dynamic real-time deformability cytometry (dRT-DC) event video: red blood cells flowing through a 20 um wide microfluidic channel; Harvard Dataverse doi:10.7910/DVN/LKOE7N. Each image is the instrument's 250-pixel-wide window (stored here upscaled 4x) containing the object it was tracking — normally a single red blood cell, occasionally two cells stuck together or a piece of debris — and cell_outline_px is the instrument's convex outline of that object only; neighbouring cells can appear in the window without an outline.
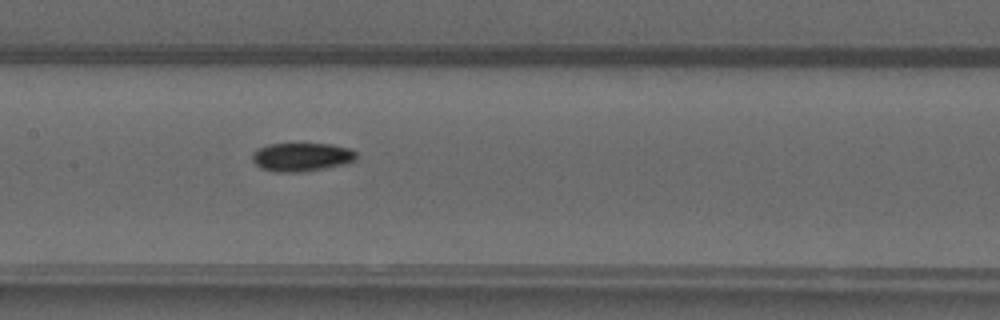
{"species": "common noctule bat (a hibernating species)", "species_latin": "Nyctalus noctula", "temperature_condition": "warm", "stored_images_in_passage": 32, "camera_frame_rate_fps": 3000, "um_per_image_px": 0.085, "animal": {"sex": "male", "forearm_length_mm": 52.5}, "frame": {"image": 1, "passage_image": 10, "time_ms": 3.0, "image_size_px": [1000, 320], "cell_outline_px": [[356, 160], [344, 164], [304, 172], [276, 172], [260, 168], [252, 160], [252, 152], [268, 144], [332, 144], [348, 148], [356, 152]], "centroid_in_image_um": [25.62, 13.35], "position_along_channel_um": 181.8, "area_um2": 17.28}}
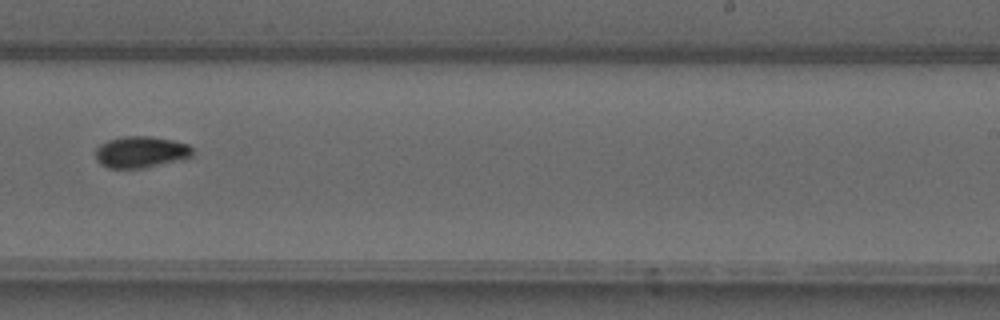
{"frame": {"image": 2, "passage_image": 17, "time_ms": 5.333, "image_size_px": [1000, 320], "cell_outline_px": [[192, 156], [184, 160], [144, 168], [108, 168], [100, 164], [96, 160], [96, 148], [100, 144], [108, 140], [124, 136], [148, 136], [172, 140], [188, 144], [192, 148]], "centroid_in_image_um": [11.98, 12.93], "position_along_channel_um": 277.0, "area_um2": 17.98}}
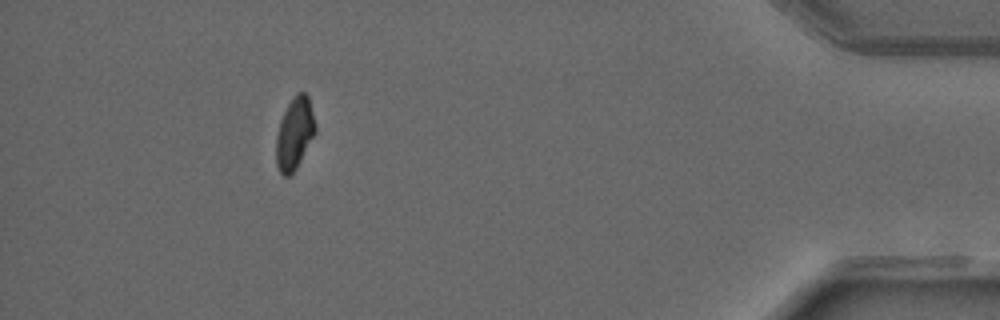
{"frame": {"image": 3, "passage_image": 31, "time_ms": 10.0, "image_size_px": [1000, 320], "cell_outline_px": [[316, 132], [296, 168], [288, 176], [284, 176], [280, 172], [276, 164], [276, 136], [280, 120], [288, 104], [296, 92], [304, 92], [308, 96], [316, 124]], "centroid_in_image_um": [25.04, 11.33], "position_along_channel_um": 410.2, "area_um2": 16.36}}